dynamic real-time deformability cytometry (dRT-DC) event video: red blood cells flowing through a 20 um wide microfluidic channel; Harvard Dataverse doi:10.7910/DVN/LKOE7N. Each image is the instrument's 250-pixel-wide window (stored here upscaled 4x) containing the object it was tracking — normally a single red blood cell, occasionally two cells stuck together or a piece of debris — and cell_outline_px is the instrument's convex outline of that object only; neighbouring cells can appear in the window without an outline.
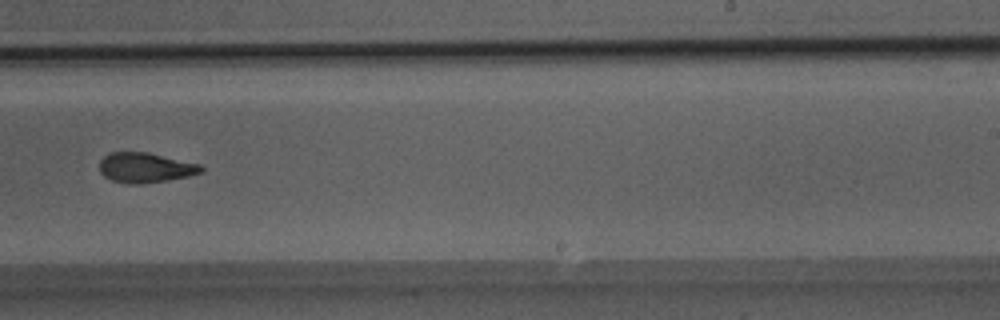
{"species": "Egyptian fruit bat (a non-hibernating species)", "species_latin": "Rousettus aegyptiacus", "temperature_condition": "room temperature", "stored_images_in_passage": 38, "camera_frame_rate_fps": 3000, "um_per_image_px": 0.085, "animal": {"sex": "male"}, "frame": {"image": 1, "passage_image": 20, "time_ms": 6.333, "image_size_px": [1000, 320], "cell_outline_px": [[204, 172], [188, 176], [168, 180], [140, 184], [132, 184], [112, 180], [104, 176], [100, 172], [100, 160], [104, 156], [112, 152], [148, 152], [200, 164], [204, 168]], "centroid_in_image_um": [12.38, 14.25], "position_along_channel_um": 276.6, "area_um2": 17.74}}
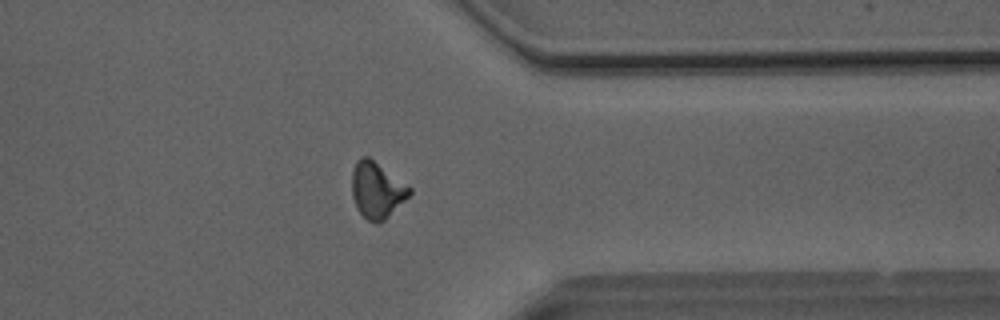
{"frame": {"image": 2, "passage_image": 28, "time_ms": 9.0, "image_size_px": [1000, 320], "cell_outline_px": [[412, 192], [384, 220], [376, 224], [368, 220], [356, 208], [352, 196], [352, 172], [356, 160], [360, 156], [368, 156], [412, 188]], "centroid_in_image_um": [32.0, 16.14], "position_along_channel_um": 379.4, "area_um2": 18.67}}
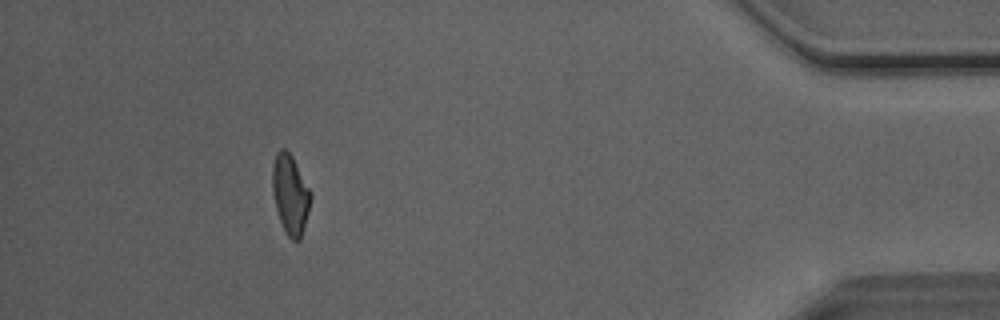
{"frame": {"image": 3, "passage_image": 34, "time_ms": 11.0, "image_size_px": [1000, 320], "cell_outline_px": [[312, 196], [304, 228], [300, 240], [292, 240], [284, 232], [276, 208], [272, 192], [272, 164], [276, 152], [280, 148], [284, 148], [292, 156], [312, 192]], "centroid_in_image_um": [24.67, 16.51], "position_along_channel_um": 410.5, "area_um2": 17.92}, "authors_computed_cell_mechanics": {"area_um2": 18.207, "velocity_mm_per_s": 4.087, "shape_relaxation_time_tau1_ms": 7.442, "shape_relaxation_time_tau2_ms": 2.5079, "deformation_change_tau1": 0.2186, "deformation_change_tau2": 0.0946}}